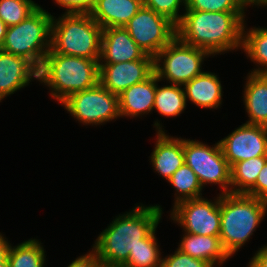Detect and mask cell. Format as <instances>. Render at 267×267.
<instances>
[{
	"label": "cell",
	"mask_w": 267,
	"mask_h": 267,
	"mask_svg": "<svg viewBox=\"0 0 267 267\" xmlns=\"http://www.w3.org/2000/svg\"><path fill=\"white\" fill-rule=\"evenodd\" d=\"M182 15L176 25L177 37L182 42L213 56L242 48L245 12L185 10Z\"/></svg>",
	"instance_id": "7a4b0ae2"
},
{
	"label": "cell",
	"mask_w": 267,
	"mask_h": 267,
	"mask_svg": "<svg viewBox=\"0 0 267 267\" xmlns=\"http://www.w3.org/2000/svg\"><path fill=\"white\" fill-rule=\"evenodd\" d=\"M154 57L121 63H99V83L111 93L121 94L134 84L145 81L154 72Z\"/></svg>",
	"instance_id": "4fadbf2b"
},
{
	"label": "cell",
	"mask_w": 267,
	"mask_h": 267,
	"mask_svg": "<svg viewBox=\"0 0 267 267\" xmlns=\"http://www.w3.org/2000/svg\"><path fill=\"white\" fill-rule=\"evenodd\" d=\"M103 28L87 13L53 16L49 52L99 60Z\"/></svg>",
	"instance_id": "5b68a950"
},
{
	"label": "cell",
	"mask_w": 267,
	"mask_h": 267,
	"mask_svg": "<svg viewBox=\"0 0 267 267\" xmlns=\"http://www.w3.org/2000/svg\"><path fill=\"white\" fill-rule=\"evenodd\" d=\"M206 56L211 54L182 42L176 36L154 57V70L160 81L166 79L170 84L183 86L203 72L202 64Z\"/></svg>",
	"instance_id": "52a82bcc"
},
{
	"label": "cell",
	"mask_w": 267,
	"mask_h": 267,
	"mask_svg": "<svg viewBox=\"0 0 267 267\" xmlns=\"http://www.w3.org/2000/svg\"><path fill=\"white\" fill-rule=\"evenodd\" d=\"M53 15L41 6L19 24L8 27L2 50L22 56L38 69L50 51Z\"/></svg>",
	"instance_id": "8992f818"
},
{
	"label": "cell",
	"mask_w": 267,
	"mask_h": 267,
	"mask_svg": "<svg viewBox=\"0 0 267 267\" xmlns=\"http://www.w3.org/2000/svg\"><path fill=\"white\" fill-rule=\"evenodd\" d=\"M130 212L119 214L93 244L103 267H123L131 250L157 228L162 218L159 205H137Z\"/></svg>",
	"instance_id": "6da1fadb"
},
{
	"label": "cell",
	"mask_w": 267,
	"mask_h": 267,
	"mask_svg": "<svg viewBox=\"0 0 267 267\" xmlns=\"http://www.w3.org/2000/svg\"><path fill=\"white\" fill-rule=\"evenodd\" d=\"M156 143L150 162L154 170L167 181L184 162L183 138L167 135L159 121H155Z\"/></svg>",
	"instance_id": "9a60e30c"
},
{
	"label": "cell",
	"mask_w": 267,
	"mask_h": 267,
	"mask_svg": "<svg viewBox=\"0 0 267 267\" xmlns=\"http://www.w3.org/2000/svg\"><path fill=\"white\" fill-rule=\"evenodd\" d=\"M68 267H103V265L96 252L92 249L88 254L77 257Z\"/></svg>",
	"instance_id": "836d02e7"
},
{
	"label": "cell",
	"mask_w": 267,
	"mask_h": 267,
	"mask_svg": "<svg viewBox=\"0 0 267 267\" xmlns=\"http://www.w3.org/2000/svg\"><path fill=\"white\" fill-rule=\"evenodd\" d=\"M0 233V264L5 263L8 260V253L11 247V244L4 238Z\"/></svg>",
	"instance_id": "d590c367"
},
{
	"label": "cell",
	"mask_w": 267,
	"mask_h": 267,
	"mask_svg": "<svg viewBox=\"0 0 267 267\" xmlns=\"http://www.w3.org/2000/svg\"><path fill=\"white\" fill-rule=\"evenodd\" d=\"M142 3L143 6L167 17L176 25L183 17L179 14L180 5L186 8V0H142Z\"/></svg>",
	"instance_id": "f546056e"
},
{
	"label": "cell",
	"mask_w": 267,
	"mask_h": 267,
	"mask_svg": "<svg viewBox=\"0 0 267 267\" xmlns=\"http://www.w3.org/2000/svg\"><path fill=\"white\" fill-rule=\"evenodd\" d=\"M171 220L184 232L195 235H220V194L214 201L203 197L184 200L173 206Z\"/></svg>",
	"instance_id": "8fae6325"
},
{
	"label": "cell",
	"mask_w": 267,
	"mask_h": 267,
	"mask_svg": "<svg viewBox=\"0 0 267 267\" xmlns=\"http://www.w3.org/2000/svg\"><path fill=\"white\" fill-rule=\"evenodd\" d=\"M266 161L267 156H258L233 164L230 169L231 193L246 194L255 185Z\"/></svg>",
	"instance_id": "7402d4cb"
},
{
	"label": "cell",
	"mask_w": 267,
	"mask_h": 267,
	"mask_svg": "<svg viewBox=\"0 0 267 267\" xmlns=\"http://www.w3.org/2000/svg\"><path fill=\"white\" fill-rule=\"evenodd\" d=\"M244 87L243 102L248 124L267 127V74L249 73Z\"/></svg>",
	"instance_id": "44dd1931"
},
{
	"label": "cell",
	"mask_w": 267,
	"mask_h": 267,
	"mask_svg": "<svg viewBox=\"0 0 267 267\" xmlns=\"http://www.w3.org/2000/svg\"><path fill=\"white\" fill-rule=\"evenodd\" d=\"M248 267H267V245L260 248L249 261Z\"/></svg>",
	"instance_id": "e575fe53"
},
{
	"label": "cell",
	"mask_w": 267,
	"mask_h": 267,
	"mask_svg": "<svg viewBox=\"0 0 267 267\" xmlns=\"http://www.w3.org/2000/svg\"><path fill=\"white\" fill-rule=\"evenodd\" d=\"M184 162L197 175L202 187L217 184L221 194L231 193V167L224 157L219 141L212 147L207 144L183 138Z\"/></svg>",
	"instance_id": "ba28073f"
},
{
	"label": "cell",
	"mask_w": 267,
	"mask_h": 267,
	"mask_svg": "<svg viewBox=\"0 0 267 267\" xmlns=\"http://www.w3.org/2000/svg\"><path fill=\"white\" fill-rule=\"evenodd\" d=\"M124 28L135 43L152 57L177 36L175 23L145 6H142Z\"/></svg>",
	"instance_id": "30bf717a"
},
{
	"label": "cell",
	"mask_w": 267,
	"mask_h": 267,
	"mask_svg": "<svg viewBox=\"0 0 267 267\" xmlns=\"http://www.w3.org/2000/svg\"><path fill=\"white\" fill-rule=\"evenodd\" d=\"M146 53L124 27L104 28L99 63H121L142 59Z\"/></svg>",
	"instance_id": "2e32d148"
},
{
	"label": "cell",
	"mask_w": 267,
	"mask_h": 267,
	"mask_svg": "<svg viewBox=\"0 0 267 267\" xmlns=\"http://www.w3.org/2000/svg\"><path fill=\"white\" fill-rule=\"evenodd\" d=\"M142 6V0H96L89 14L103 29L124 27Z\"/></svg>",
	"instance_id": "ac0fdd59"
},
{
	"label": "cell",
	"mask_w": 267,
	"mask_h": 267,
	"mask_svg": "<svg viewBox=\"0 0 267 267\" xmlns=\"http://www.w3.org/2000/svg\"><path fill=\"white\" fill-rule=\"evenodd\" d=\"M0 267H9L8 260L5 263L0 264Z\"/></svg>",
	"instance_id": "f35d334b"
},
{
	"label": "cell",
	"mask_w": 267,
	"mask_h": 267,
	"mask_svg": "<svg viewBox=\"0 0 267 267\" xmlns=\"http://www.w3.org/2000/svg\"><path fill=\"white\" fill-rule=\"evenodd\" d=\"M168 182L173 185L176 191L174 205L184 200L202 197L203 187L197 175L185 163L172 174Z\"/></svg>",
	"instance_id": "484cf974"
},
{
	"label": "cell",
	"mask_w": 267,
	"mask_h": 267,
	"mask_svg": "<svg viewBox=\"0 0 267 267\" xmlns=\"http://www.w3.org/2000/svg\"><path fill=\"white\" fill-rule=\"evenodd\" d=\"M246 195L267 201V161L260 170L255 185Z\"/></svg>",
	"instance_id": "d6a6232c"
},
{
	"label": "cell",
	"mask_w": 267,
	"mask_h": 267,
	"mask_svg": "<svg viewBox=\"0 0 267 267\" xmlns=\"http://www.w3.org/2000/svg\"><path fill=\"white\" fill-rule=\"evenodd\" d=\"M248 0H186L184 10L204 12H244Z\"/></svg>",
	"instance_id": "f1b7e54d"
},
{
	"label": "cell",
	"mask_w": 267,
	"mask_h": 267,
	"mask_svg": "<svg viewBox=\"0 0 267 267\" xmlns=\"http://www.w3.org/2000/svg\"><path fill=\"white\" fill-rule=\"evenodd\" d=\"M219 143L230 167L243 160L267 156V127L244 123Z\"/></svg>",
	"instance_id": "7c38bea8"
},
{
	"label": "cell",
	"mask_w": 267,
	"mask_h": 267,
	"mask_svg": "<svg viewBox=\"0 0 267 267\" xmlns=\"http://www.w3.org/2000/svg\"><path fill=\"white\" fill-rule=\"evenodd\" d=\"M66 8V13H87L94 8L96 0H55V4Z\"/></svg>",
	"instance_id": "1f68e13d"
},
{
	"label": "cell",
	"mask_w": 267,
	"mask_h": 267,
	"mask_svg": "<svg viewBox=\"0 0 267 267\" xmlns=\"http://www.w3.org/2000/svg\"><path fill=\"white\" fill-rule=\"evenodd\" d=\"M161 267H212L205 260H200L176 249L174 254L162 258Z\"/></svg>",
	"instance_id": "4dcf8cb0"
},
{
	"label": "cell",
	"mask_w": 267,
	"mask_h": 267,
	"mask_svg": "<svg viewBox=\"0 0 267 267\" xmlns=\"http://www.w3.org/2000/svg\"><path fill=\"white\" fill-rule=\"evenodd\" d=\"M39 69L22 56L0 50V102L17 90L38 80Z\"/></svg>",
	"instance_id": "5bb4252c"
},
{
	"label": "cell",
	"mask_w": 267,
	"mask_h": 267,
	"mask_svg": "<svg viewBox=\"0 0 267 267\" xmlns=\"http://www.w3.org/2000/svg\"><path fill=\"white\" fill-rule=\"evenodd\" d=\"M248 4H249V6L250 5H252V6L255 5L256 6L257 5V6H261V7L262 6L266 7L267 6V0H248Z\"/></svg>",
	"instance_id": "74e56055"
},
{
	"label": "cell",
	"mask_w": 267,
	"mask_h": 267,
	"mask_svg": "<svg viewBox=\"0 0 267 267\" xmlns=\"http://www.w3.org/2000/svg\"><path fill=\"white\" fill-rule=\"evenodd\" d=\"M39 7L32 0H0V18L11 27L28 18Z\"/></svg>",
	"instance_id": "83f0119b"
},
{
	"label": "cell",
	"mask_w": 267,
	"mask_h": 267,
	"mask_svg": "<svg viewBox=\"0 0 267 267\" xmlns=\"http://www.w3.org/2000/svg\"><path fill=\"white\" fill-rule=\"evenodd\" d=\"M155 233L156 228L140 240V244L130 251L128 261L123 267H161L162 257Z\"/></svg>",
	"instance_id": "4316f807"
},
{
	"label": "cell",
	"mask_w": 267,
	"mask_h": 267,
	"mask_svg": "<svg viewBox=\"0 0 267 267\" xmlns=\"http://www.w3.org/2000/svg\"><path fill=\"white\" fill-rule=\"evenodd\" d=\"M38 81L51 89L62 103L70 95L99 83V60L48 52L38 72Z\"/></svg>",
	"instance_id": "3957f363"
},
{
	"label": "cell",
	"mask_w": 267,
	"mask_h": 267,
	"mask_svg": "<svg viewBox=\"0 0 267 267\" xmlns=\"http://www.w3.org/2000/svg\"><path fill=\"white\" fill-rule=\"evenodd\" d=\"M7 28L8 26L0 18V50H2Z\"/></svg>",
	"instance_id": "8d00e7d4"
},
{
	"label": "cell",
	"mask_w": 267,
	"mask_h": 267,
	"mask_svg": "<svg viewBox=\"0 0 267 267\" xmlns=\"http://www.w3.org/2000/svg\"><path fill=\"white\" fill-rule=\"evenodd\" d=\"M160 80L157 76V86L154 102V110L161 116L177 117L186 108V97L182 85L170 84L158 87Z\"/></svg>",
	"instance_id": "cb8c5ba5"
},
{
	"label": "cell",
	"mask_w": 267,
	"mask_h": 267,
	"mask_svg": "<svg viewBox=\"0 0 267 267\" xmlns=\"http://www.w3.org/2000/svg\"><path fill=\"white\" fill-rule=\"evenodd\" d=\"M61 105L82 124L102 125L120 118L119 96L100 83L92 88L74 93Z\"/></svg>",
	"instance_id": "9c48e42d"
},
{
	"label": "cell",
	"mask_w": 267,
	"mask_h": 267,
	"mask_svg": "<svg viewBox=\"0 0 267 267\" xmlns=\"http://www.w3.org/2000/svg\"><path fill=\"white\" fill-rule=\"evenodd\" d=\"M157 74L154 72L145 81L132 85L119 94L121 117H138L151 113L154 108Z\"/></svg>",
	"instance_id": "e0dca14e"
},
{
	"label": "cell",
	"mask_w": 267,
	"mask_h": 267,
	"mask_svg": "<svg viewBox=\"0 0 267 267\" xmlns=\"http://www.w3.org/2000/svg\"><path fill=\"white\" fill-rule=\"evenodd\" d=\"M267 201L246 194H220V240L231 257L253 235L265 214Z\"/></svg>",
	"instance_id": "277c9868"
},
{
	"label": "cell",
	"mask_w": 267,
	"mask_h": 267,
	"mask_svg": "<svg viewBox=\"0 0 267 267\" xmlns=\"http://www.w3.org/2000/svg\"><path fill=\"white\" fill-rule=\"evenodd\" d=\"M215 73L202 72L183 85L186 101L200 108L216 109L222 103V86Z\"/></svg>",
	"instance_id": "d6986e66"
},
{
	"label": "cell",
	"mask_w": 267,
	"mask_h": 267,
	"mask_svg": "<svg viewBox=\"0 0 267 267\" xmlns=\"http://www.w3.org/2000/svg\"><path fill=\"white\" fill-rule=\"evenodd\" d=\"M245 27L244 23L242 49L247 57L259 67L254 68L251 73L267 74V28L254 27L248 30Z\"/></svg>",
	"instance_id": "603a6c76"
},
{
	"label": "cell",
	"mask_w": 267,
	"mask_h": 267,
	"mask_svg": "<svg viewBox=\"0 0 267 267\" xmlns=\"http://www.w3.org/2000/svg\"><path fill=\"white\" fill-rule=\"evenodd\" d=\"M179 244L177 249L182 253L205 260L212 267L222 265L230 257L224 250L219 236L195 235L184 232Z\"/></svg>",
	"instance_id": "ffe728a7"
},
{
	"label": "cell",
	"mask_w": 267,
	"mask_h": 267,
	"mask_svg": "<svg viewBox=\"0 0 267 267\" xmlns=\"http://www.w3.org/2000/svg\"><path fill=\"white\" fill-rule=\"evenodd\" d=\"M45 252L39 240L23 241L17 246L10 247L8 253L9 267H44Z\"/></svg>",
	"instance_id": "d4e9b609"
}]
</instances>
